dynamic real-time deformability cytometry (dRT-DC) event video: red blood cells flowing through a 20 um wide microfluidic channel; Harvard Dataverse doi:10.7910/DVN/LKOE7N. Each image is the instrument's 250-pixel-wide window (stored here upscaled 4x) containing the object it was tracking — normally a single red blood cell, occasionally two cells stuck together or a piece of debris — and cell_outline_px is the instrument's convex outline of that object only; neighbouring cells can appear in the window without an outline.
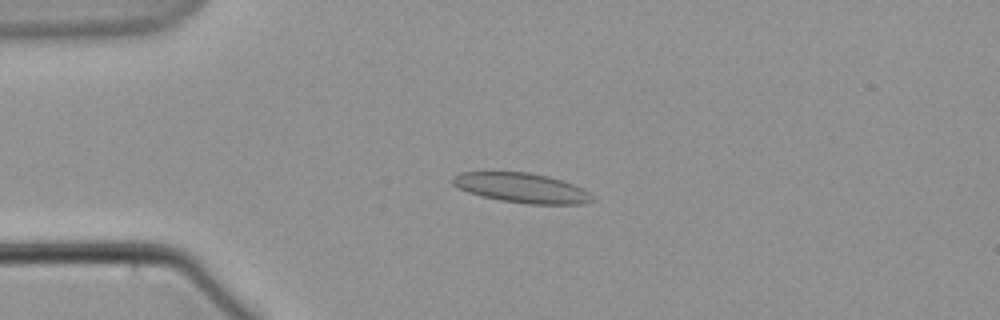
{"species": "common noctule bat (a hibernating species)", "species_latin": "Nyctalus noctula", "temperature_condition": "warm", "stored_images_in_passage": 46, "camera_frame_rate_fps": 3000, "um_per_image_px": 0.085, "animal": {"sex": "male", "body_mass_g": 21.5, "forearm_length_mm": 52.0}, "frame": {"image": 1, "passage_image": 2, "time_ms": 0.333, "image_size_px": [1000, 320], "cell_outline_px": [[596, 200], [584, 204], [528, 204], [500, 200], [480, 196], [468, 192], [452, 184], [452, 176], [460, 172], [528, 172], [548, 176], [572, 184], [588, 192]], "centroid_in_image_um": [44.32, 15.97], "position_along_channel_um": 40.7, "area_um2": 24.1}}
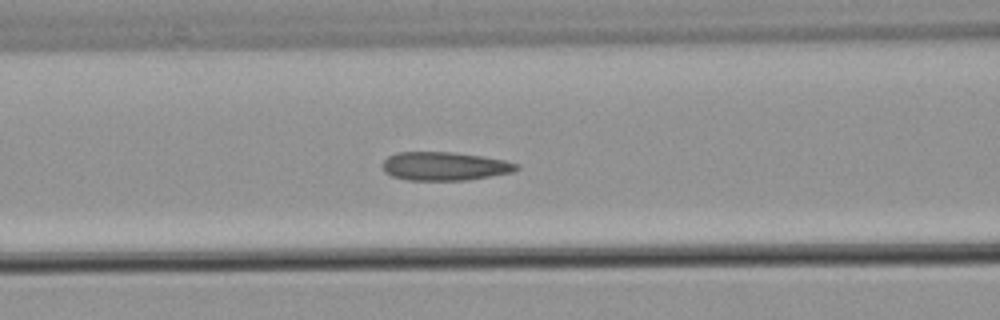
{"frame": {"image": 2, "passage_image": 12, "time_ms": 3.667, "image_size_px": [1000, 320], "cell_outline_px": [[520, 168], [512, 172], [464, 180], [408, 180], [392, 176], [384, 172], [384, 160], [388, 156], [396, 152], [452, 152], [480, 156], [504, 160], [520, 164]], "centroid_in_image_um": [37.78, 14.12], "position_along_channel_um": 128.8, "area_um2": 22.08}}
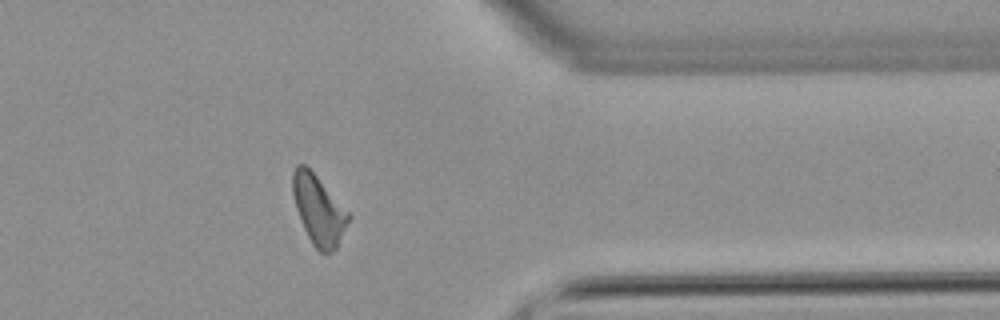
{"frame": {"image": 3, "passage_image": 35, "time_ms": 11.333, "image_size_px": [1000, 320], "cell_outline_px": [[352, 216], [336, 248], [332, 252], [320, 252], [312, 244], [304, 228], [296, 208], [292, 192], [292, 172], [296, 164], [304, 164], [316, 176]], "centroid_in_image_um": [27.07, 17.85], "position_along_channel_um": 384.3, "area_um2": 22.2}}